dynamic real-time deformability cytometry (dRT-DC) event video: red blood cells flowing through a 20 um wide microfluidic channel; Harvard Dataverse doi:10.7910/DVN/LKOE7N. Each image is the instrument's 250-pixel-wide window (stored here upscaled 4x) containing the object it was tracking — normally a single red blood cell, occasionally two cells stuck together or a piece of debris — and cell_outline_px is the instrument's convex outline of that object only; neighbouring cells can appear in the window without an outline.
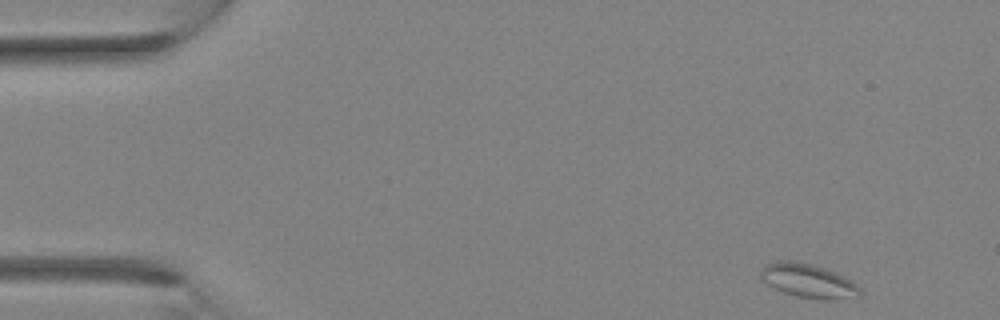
{"species": "Egyptian fruit bat (a non-hibernating species)", "species_latin": "Rousettus aegyptiacus", "temperature_condition": "room temperature", "stored_images_in_passage": 3, "camera_frame_rate_fps": 3000, "um_per_image_px": 0.085, "animal": {"sex": "female"}, "frame": {"image": 1, "passage_image": 1, "time_ms": 0.0, "image_size_px": [1000, 320], "cell_outline_px": [[860, 296], [832, 300], [820, 300], [796, 296], [784, 292], [768, 284], [760, 276], [760, 268], [764, 264], [776, 260], [792, 260], [812, 264], [836, 272], [852, 280], [860, 288]], "centroid_in_image_um": [68.7, 23.85], "position_along_channel_um": 16.3, "area_um2": 19.83}}
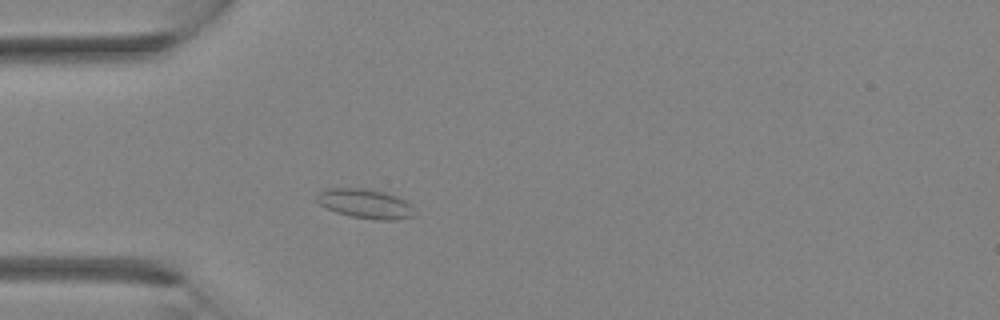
{"frame": {"image": 2, "passage_image": 3, "time_ms": 0.667, "image_size_px": [1000, 320], "cell_outline_px": [[416, 216], [396, 220], [380, 220], [352, 216], [336, 212], [320, 204], [316, 200], [316, 196], [320, 192], [328, 188], [364, 188], [384, 192], [408, 200], [412, 204]], "centroid_in_image_um": [31.12, 17.31], "position_along_channel_um": 53.9, "area_um2": 16.82}}